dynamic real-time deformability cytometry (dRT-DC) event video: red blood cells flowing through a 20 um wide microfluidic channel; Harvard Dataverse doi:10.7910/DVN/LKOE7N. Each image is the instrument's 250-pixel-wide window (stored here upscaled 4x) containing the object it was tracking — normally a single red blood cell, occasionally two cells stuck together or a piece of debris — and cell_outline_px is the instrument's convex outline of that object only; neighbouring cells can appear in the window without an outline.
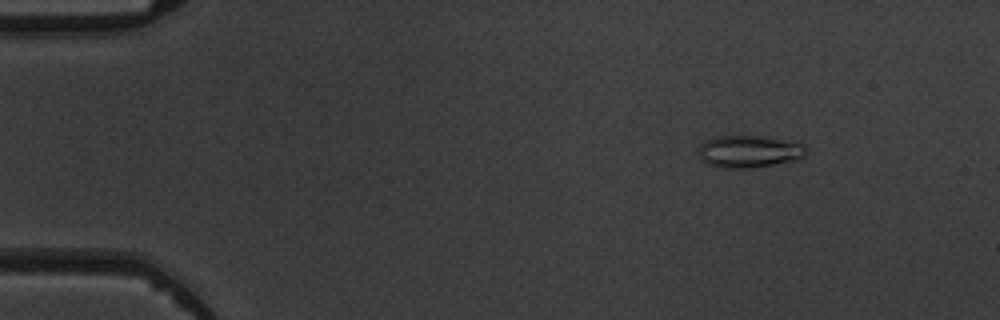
{"species": "common noctule bat (a hibernating species)", "species_latin": "Nyctalus noctula", "temperature_condition": "warm", "stored_images_in_passage": 6, "camera_frame_rate_fps": 3000, "um_per_image_px": 0.085, "animal": {"sex": "male", "body_mass_g": 19.5, "forearm_length_mm": 54.6}, "frame": {"image": 1, "passage_image": 2, "time_ms": 1.0, "image_size_px": [1000, 320], "cell_outline_px": [[808, 152], [800, 160], [752, 168], [720, 168], [708, 164], [700, 160], [700, 144], [704, 140], [716, 136], [764, 136], [804, 144]], "centroid_in_image_um": [63.7, 12.88], "position_along_channel_um": 21.3, "area_um2": 20.52}}
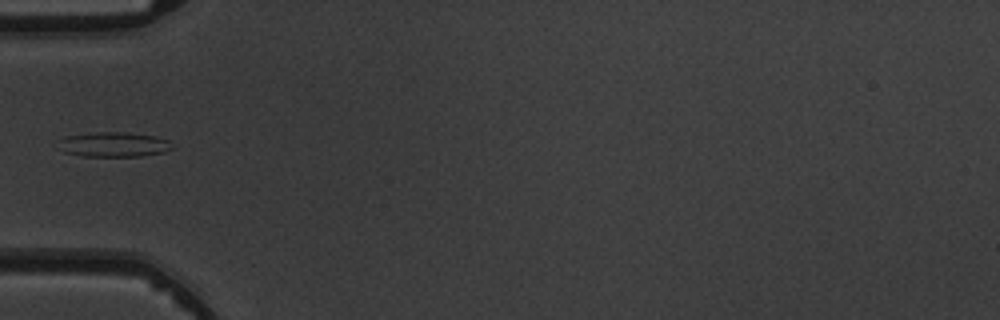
{"frame": {"image": 2, "passage_image": 5, "time_ms": 4.667, "image_size_px": [1000, 320], "cell_outline_px": [[172, 148], [164, 152], [140, 156], [84, 156], [64, 152], [60, 140], [64, 136], [96, 132], [124, 132], [152, 136], [168, 140]], "centroid_in_image_um": [9.67, 12.28], "position_along_channel_um": 75.3, "area_um2": 16.07}}
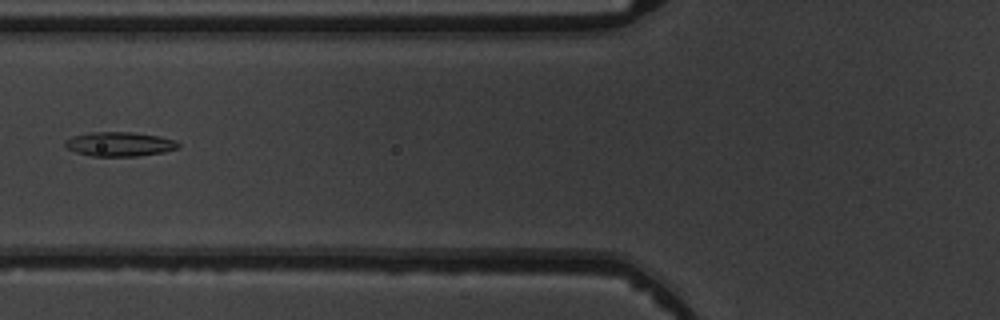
{"frame": {"image": 3, "passage_image": 6, "time_ms": 5.667, "image_size_px": [1000, 320], "cell_outline_px": [[180, 148], [164, 152], [136, 156], [92, 156], [76, 152], [68, 148], [64, 144], [64, 140], [72, 136], [92, 132], [132, 132], [156, 136], [176, 140], [180, 144]], "centroid_in_image_um": [10.17, 12.25], "position_along_channel_um": 115.6, "area_um2": 16.01}}